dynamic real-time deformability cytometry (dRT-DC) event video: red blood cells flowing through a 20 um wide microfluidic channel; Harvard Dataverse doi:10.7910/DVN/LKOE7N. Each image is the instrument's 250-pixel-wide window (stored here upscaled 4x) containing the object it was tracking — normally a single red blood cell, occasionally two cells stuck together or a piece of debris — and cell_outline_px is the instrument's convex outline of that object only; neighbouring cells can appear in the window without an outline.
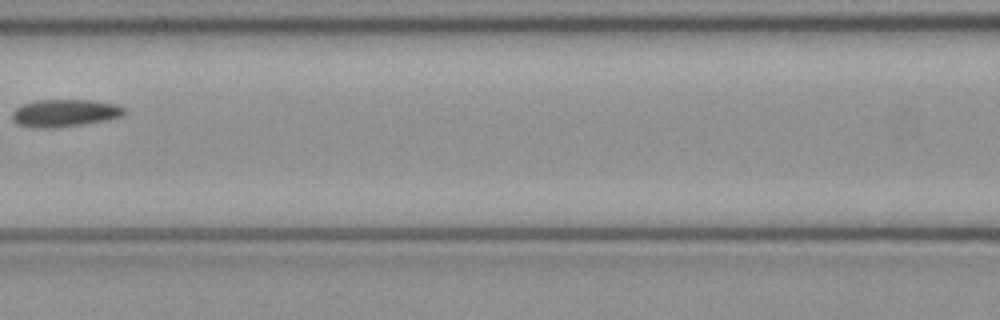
{"species": "common noctule bat (a hibernating species)", "species_latin": "Nyctalus noctula", "temperature_condition": "cold", "stored_images_in_passage": 6, "camera_frame_rate_fps": 3000, "um_per_image_px": 0.085, "animal": {"sex": "female", "body_mass_g": 21.9}, "frame": {"image": 1, "passage_image": 5, "time_ms": 1.333, "image_size_px": [1000, 320], "cell_outline_px": [[128, 112], [124, 116], [104, 120], [56, 128], [36, 128], [16, 124], [12, 120], [12, 112], [16, 108], [24, 104], [36, 100], [92, 100], [116, 104], [124, 108]], "centroid_in_image_um": [5.5, 9.61], "position_along_channel_um": 161.1, "area_um2": 17.98}}
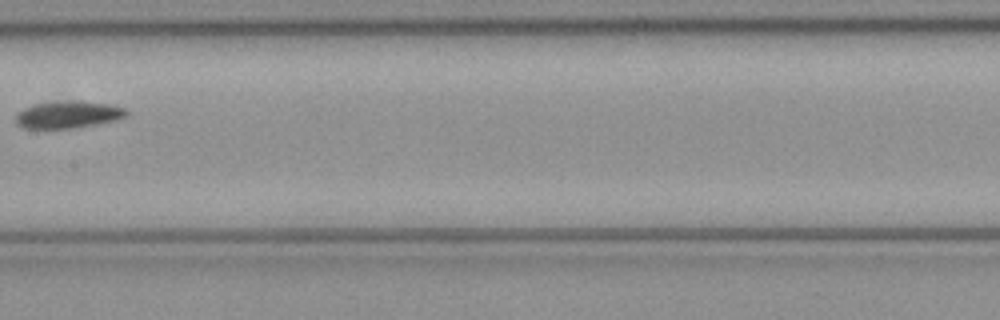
{"frame": {"image": 2, "passage_image": 6, "time_ms": 1.667, "image_size_px": [1000, 320], "cell_outline_px": [[128, 112], [124, 116], [116, 120], [96, 124], [72, 128], [24, 128], [16, 124], [16, 116], [24, 108], [32, 104], [80, 100], [108, 104], [124, 108]], "centroid_in_image_um": [5.78, 9.74], "position_along_channel_um": 201.6, "area_um2": 17.22}}